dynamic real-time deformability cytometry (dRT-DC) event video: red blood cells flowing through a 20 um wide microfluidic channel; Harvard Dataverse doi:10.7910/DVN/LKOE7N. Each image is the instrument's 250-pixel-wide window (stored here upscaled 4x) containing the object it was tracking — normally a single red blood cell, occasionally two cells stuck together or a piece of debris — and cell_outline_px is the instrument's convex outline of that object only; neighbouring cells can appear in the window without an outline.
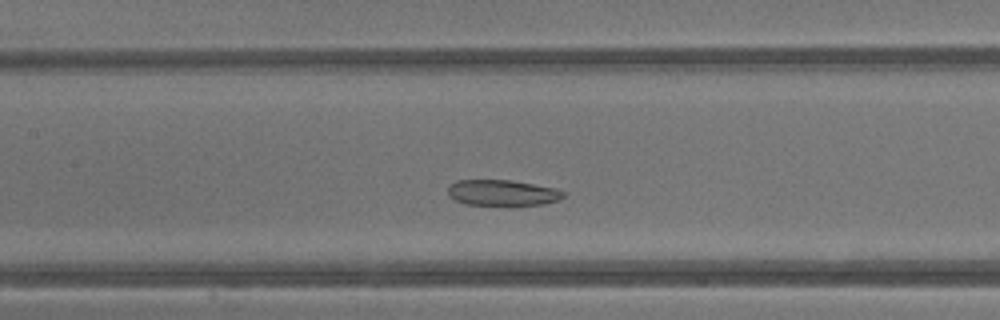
{"species": "common noctule bat (a hibernating species)", "species_latin": "Nyctalus noctula", "temperature_condition": "warm", "stored_images_in_passage": 38, "segment_of_instrument_passage": [1, 2], "camera_frame_rate_fps": 3000, "um_per_image_px": 0.085, "animal": {"sex": "male", "body_mass_g": 13.3}, "frame": {"image": 1, "passage_image": 14, "time_ms": 4.333, "image_size_px": [1000, 320], "cell_outline_px": [[564, 196], [560, 200], [544, 204], [508, 208], [504, 208], [464, 204], [448, 196], [448, 188], [456, 180], [512, 180], [556, 188], [564, 192]], "centroid_in_image_um": [42.72, 16.44], "position_along_channel_um": 164.7, "area_um2": 18.38}}
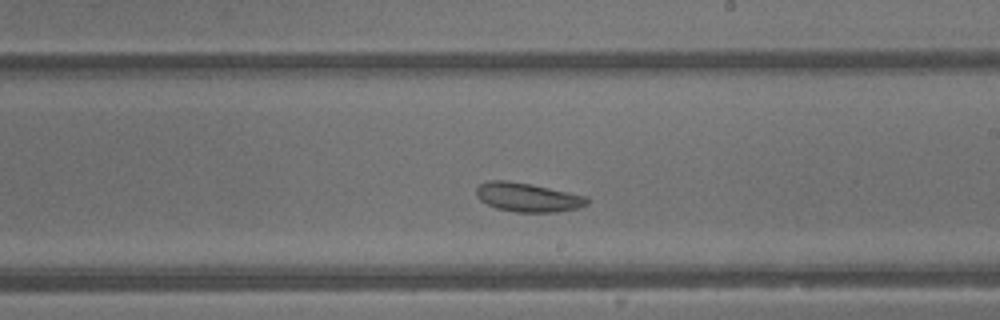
{"frame": {"image": 2, "passage_image": 19, "time_ms": 6.0, "image_size_px": [1000, 320], "cell_outline_px": [[588, 204], [580, 208], [556, 212], [516, 212], [496, 208], [480, 200], [476, 196], [476, 184], [488, 180], [508, 180], [532, 184], [588, 196]], "centroid_in_image_um": [44.84, 16.76], "position_along_channel_um": 244.2, "area_um2": 19.02}}
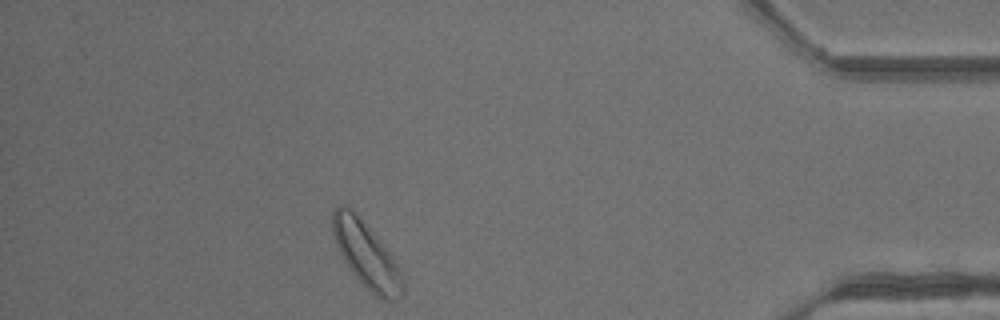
{"frame": {"image": 3, "passage_image": 32, "time_ms": 10.333, "image_size_px": [1000, 320], "cell_outline_px": [[404, 292], [396, 300], [384, 300], [376, 296], [352, 272], [340, 252], [336, 244], [332, 232], [332, 212], [340, 204], [348, 208], [364, 224], [388, 252], [404, 276]], "centroid_in_image_um": [31.15, 21.72], "position_along_channel_um": 404.1, "area_um2": 25.66}}